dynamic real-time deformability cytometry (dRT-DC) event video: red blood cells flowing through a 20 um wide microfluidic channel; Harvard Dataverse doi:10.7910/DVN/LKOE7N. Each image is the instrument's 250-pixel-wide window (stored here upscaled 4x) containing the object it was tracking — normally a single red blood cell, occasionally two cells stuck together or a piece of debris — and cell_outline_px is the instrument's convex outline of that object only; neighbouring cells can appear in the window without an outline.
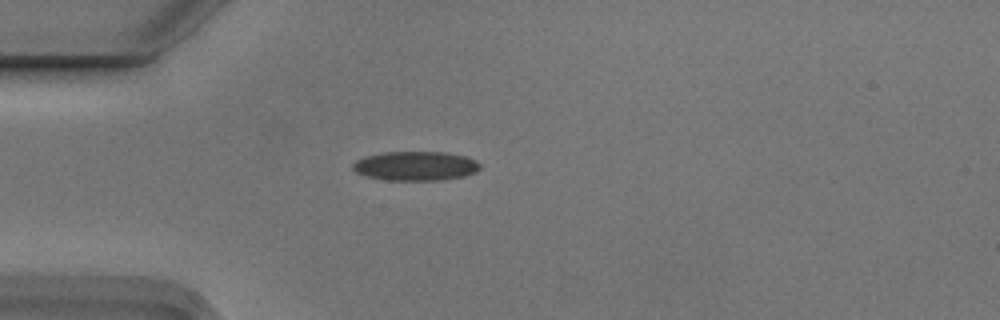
{"species": "Egyptian fruit bat (a non-hibernating species)", "species_latin": "Rousettus aegyptiacus", "temperature_condition": "cold", "stored_images_in_passage": 3, "camera_frame_rate_fps": 3000, "um_per_image_px": 0.085, "animal": {"sex": "male"}, "frame": {"image": 1, "passage_image": 2, "time_ms": 0.333, "image_size_px": [1000, 320], "cell_outline_px": [[480, 168], [476, 172], [464, 176], [444, 180], [388, 180], [368, 176], [356, 172], [352, 168], [352, 164], [356, 160], [364, 156], [384, 152], [444, 152], [464, 156], [476, 160], [480, 164]], "centroid_in_image_um": [35.33, 14.1], "position_along_channel_um": 49.7, "area_um2": 21.68}}